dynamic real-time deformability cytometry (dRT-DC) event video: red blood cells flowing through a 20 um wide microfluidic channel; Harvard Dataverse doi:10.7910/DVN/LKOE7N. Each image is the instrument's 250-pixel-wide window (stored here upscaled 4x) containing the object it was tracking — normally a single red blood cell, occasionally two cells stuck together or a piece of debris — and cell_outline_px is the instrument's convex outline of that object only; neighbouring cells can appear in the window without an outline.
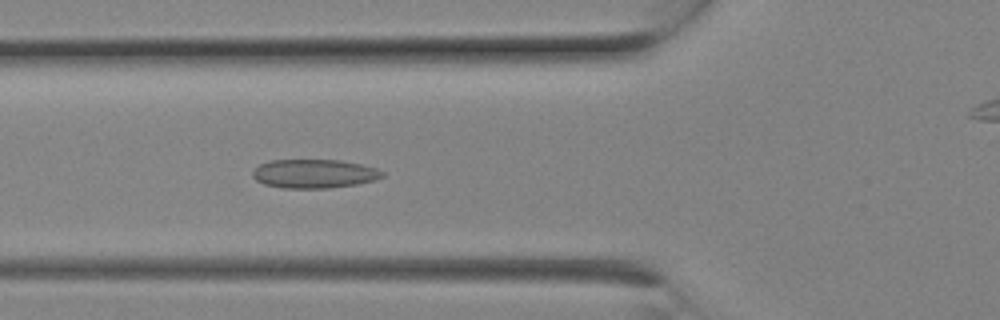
{"species": "Egyptian fruit bat (a non-hibernating species)", "species_latin": "Rousettus aegyptiacus", "temperature_condition": "room temperature", "stored_images_in_passage": 8, "camera_frame_rate_fps": 3000, "um_per_image_px": 0.085, "animal": {"sex": "female"}, "frame": {"image": 1, "passage_image": 7, "time_ms": 2.0, "image_size_px": [1000, 320], "cell_outline_px": [[384, 176], [376, 180], [356, 184], [328, 188], [284, 188], [264, 184], [256, 180], [252, 176], [252, 172], [260, 164], [272, 160], [340, 160], [360, 164], [376, 168], [384, 172]], "centroid_in_image_um": [26.71, 14.76], "position_along_channel_um": 99.1, "area_um2": 21.73}}